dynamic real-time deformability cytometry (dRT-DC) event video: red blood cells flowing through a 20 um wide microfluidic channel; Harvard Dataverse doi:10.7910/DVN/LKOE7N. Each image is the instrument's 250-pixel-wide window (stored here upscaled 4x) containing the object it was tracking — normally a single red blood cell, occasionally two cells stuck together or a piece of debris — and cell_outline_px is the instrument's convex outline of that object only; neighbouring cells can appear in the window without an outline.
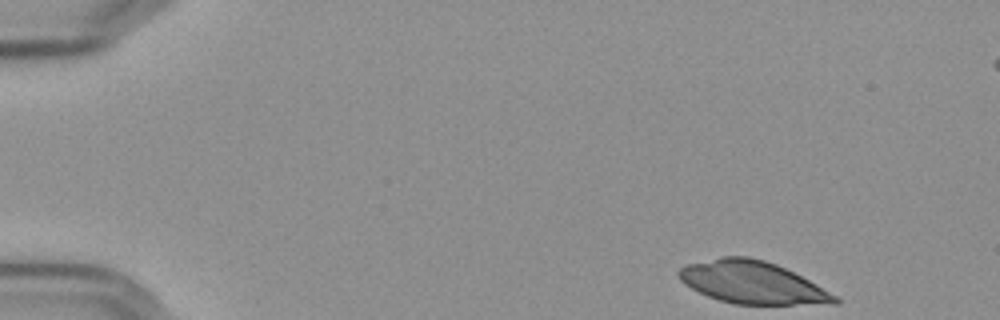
{"species": "Egyptian fruit bat (a non-hibernating species)", "species_latin": "Rousettus aegyptiacus", "temperature_condition": "cold", "stored_images_in_passage": 1, "camera_frame_rate_fps": 3000, "um_per_image_px": 0.085, "frame": {"image": 1, "passage_image": 1, "time_ms": 0.0, "image_size_px": [1000, 320], "cell_outline_px": [[840, 304], [736, 304], [720, 300], [708, 296], [684, 284], [676, 276], [676, 272], [680, 268], [688, 264], [724, 256], [748, 256], [764, 260], [776, 264], [816, 284], [836, 296], [840, 300]], "centroid_in_image_um": [63.92, 24.01], "position_along_channel_um": 21.1, "area_um2": 38.21}}